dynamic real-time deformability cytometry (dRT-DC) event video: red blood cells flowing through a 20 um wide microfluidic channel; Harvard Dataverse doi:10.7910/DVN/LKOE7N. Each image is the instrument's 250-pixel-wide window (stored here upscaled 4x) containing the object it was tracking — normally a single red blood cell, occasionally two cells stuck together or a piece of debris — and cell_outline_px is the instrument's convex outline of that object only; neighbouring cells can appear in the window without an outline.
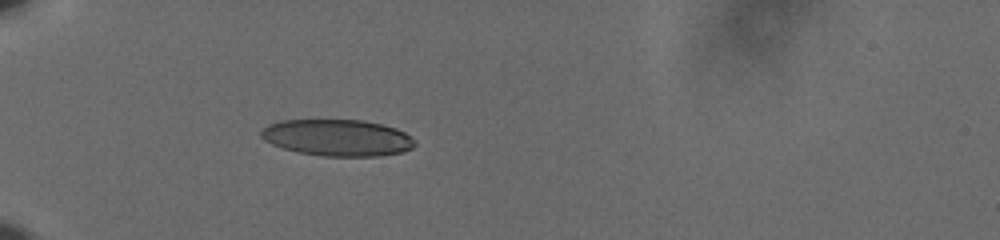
{"species": "human", "species_latin": "Homo sapiens", "temperature_condition": "cold", "stored_images_in_passage": 40, "camera_frame_rate_fps": 3000, "um_per_image_px": 0.085, "donor": {"sex": "male"}, "frame": {"image": 1, "passage_image": 1, "time_ms": 0.0, "image_size_px": [1000, 240], "cell_outline_px": [[416, 144], [412, 148], [404, 152], [380, 156], [324, 156], [296, 152], [272, 144], [264, 140], [260, 136], [260, 132], [268, 124], [280, 120], [364, 120], [396, 128], [404, 132], [416, 140]], "centroid_in_image_um": [28.69, 11.71], "position_along_channel_um": 56.3, "area_um2": 32.95}}
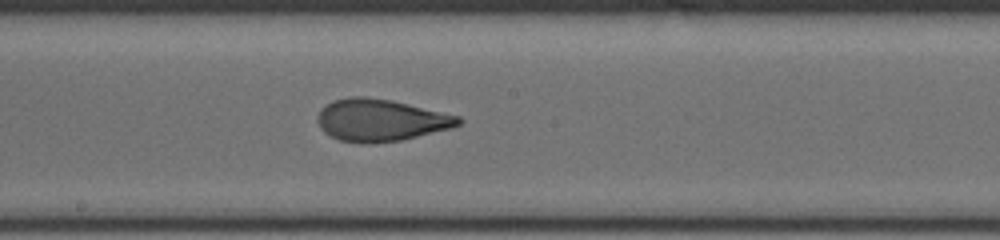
{"frame": {"image": 2, "passage_image": 16, "time_ms": 5.0, "image_size_px": [1000, 240], "cell_outline_px": [[464, 120], [460, 124], [448, 128], [400, 140], [368, 144], [360, 144], [340, 140], [324, 132], [320, 128], [316, 120], [316, 116], [332, 100], [352, 96], [364, 96], [392, 100], [460, 116]], "centroid_in_image_um": [32.32, 10.21], "position_along_channel_um": 215.9, "area_um2": 34.39}}
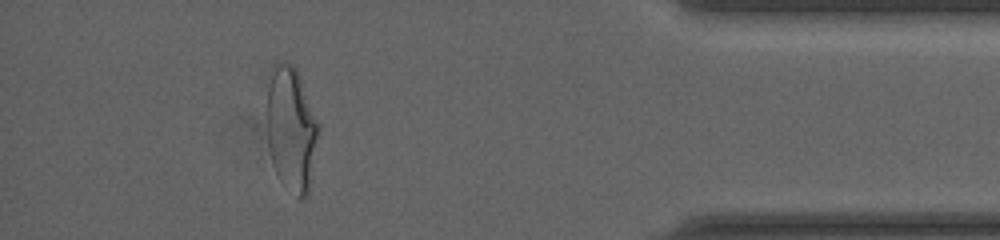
{"frame": {"image": 3, "passage_image": 35, "time_ms": 11.333, "image_size_px": [1000, 240], "cell_outline_px": [[320, 128], [308, 192], [300, 200], [280, 180], [276, 172], [268, 148], [268, 88], [272, 64], [280, 60], [284, 60], [296, 68], [320, 124]], "centroid_in_image_um": [24.77, 10.92], "position_along_channel_um": 410.4, "area_um2": 37.28}, "authors_computed_cell_mechanics": {"area_um2": 34.7956, "velocity_mm_per_s": 3.6354, "shape_relaxation_time_tau1_ms": 5.478, "shape_relaxation_time_tau2_ms": 0.976, "deformation_change_tau1": 0.1889, "deformation_change_tau2": 0.07}}